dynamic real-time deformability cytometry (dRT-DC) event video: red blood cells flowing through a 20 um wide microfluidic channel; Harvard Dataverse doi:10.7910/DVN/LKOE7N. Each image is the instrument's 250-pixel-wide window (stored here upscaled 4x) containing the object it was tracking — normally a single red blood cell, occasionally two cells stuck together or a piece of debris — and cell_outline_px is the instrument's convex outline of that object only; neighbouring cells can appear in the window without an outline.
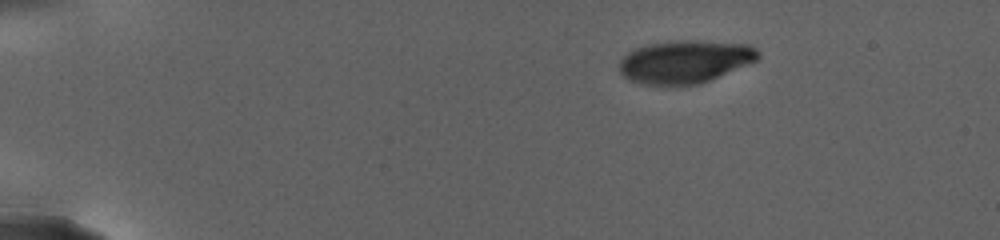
{"species": "human", "species_latin": "Homo sapiens", "temperature_condition": "warm", "stored_images_in_passage": 66, "camera_frame_rate_fps": 3000, "um_per_image_px": 0.085, "donor": {"sex": "female"}, "frame": {"image": 1, "passage_image": 1, "time_ms": 0.0, "image_size_px": [1000, 240], "cell_outline_px": [[760, 56], [756, 60], [708, 80], [696, 84], [640, 84], [628, 80], [620, 72], [620, 60], [628, 52], [636, 48], [648, 44], [672, 40], [696, 40], [748, 44], [756, 48]], "centroid_in_image_um": [58.18, 5.22], "position_along_channel_um": 26.8, "area_um2": 34.28}}
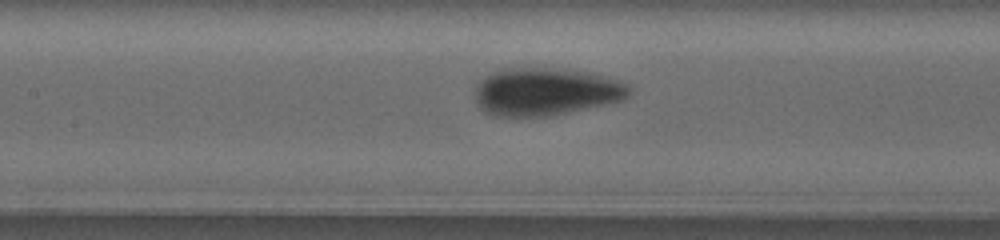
{"frame": {"image": 2, "passage_image": 34, "time_ms": 9.333, "image_size_px": [1000, 240], "cell_outline_px": [[632, 92], [624, 100], [552, 116], [496, 116], [480, 108], [476, 100], [476, 84], [484, 76], [500, 68], [564, 68], [588, 72], [620, 80], [628, 84], [632, 88]], "centroid_in_image_um": [46.42, 7.78], "position_along_channel_um": 161.0, "area_um2": 43.29}}
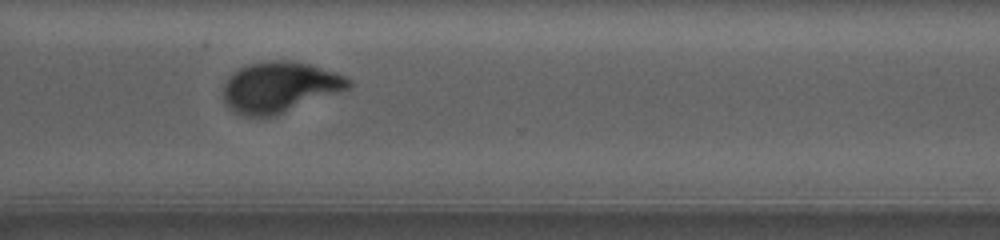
{"frame": {"image": 3, "passage_image": 65, "time_ms": 16.667, "image_size_px": [1000, 240], "cell_outline_px": [[352, 84], [348, 88], [340, 92], [276, 116], [244, 116], [236, 112], [224, 104], [224, 84], [228, 76], [232, 72], [248, 64], [272, 60], [288, 60], [308, 64], [344, 76], [352, 80]], "centroid_in_image_um": [23.74, 7.41], "position_along_channel_um": 346.9, "area_um2": 36.88}}